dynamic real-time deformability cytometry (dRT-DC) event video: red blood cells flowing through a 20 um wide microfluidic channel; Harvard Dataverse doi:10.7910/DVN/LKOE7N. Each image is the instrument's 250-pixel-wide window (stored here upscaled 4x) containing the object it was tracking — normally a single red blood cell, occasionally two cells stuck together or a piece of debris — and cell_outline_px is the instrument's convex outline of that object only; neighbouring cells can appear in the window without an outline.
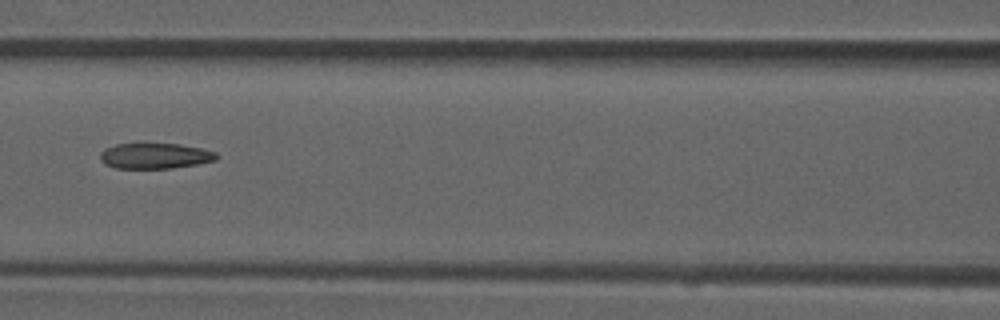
{"species": "common noctule bat (a hibernating species)", "species_latin": "Nyctalus noctula", "temperature_condition": "room temperature", "stored_images_in_passage": 7, "camera_frame_rate_fps": 3000, "um_per_image_px": 0.085, "animal": {"sex": "male", "forearm_length_mm": 52.5}, "frame": {"image": 1, "passage_image": 6, "time_ms": 1.667, "image_size_px": [1000, 320], "cell_outline_px": [[220, 156], [216, 160], [196, 164], [172, 168], [116, 168], [104, 164], [100, 160], [100, 152], [104, 148], [116, 144], [180, 144], [200, 148], [216, 152]], "centroid_in_image_um": [13.16, 13.25], "position_along_channel_um": 153.4, "area_um2": 17.34}}
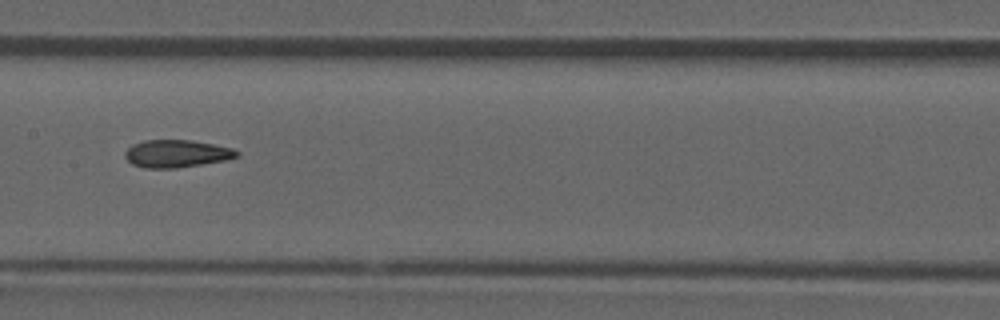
{"frame": {"image": 2, "passage_image": 7, "time_ms": 2.0, "image_size_px": [1000, 320], "cell_outline_px": [[240, 156], [224, 160], [176, 168], [144, 168], [132, 164], [124, 156], [124, 152], [132, 144], [144, 140], [192, 140], [232, 148], [240, 152]], "centroid_in_image_um": [14.99, 13.05], "position_along_channel_um": 192.4, "area_um2": 17.92}}